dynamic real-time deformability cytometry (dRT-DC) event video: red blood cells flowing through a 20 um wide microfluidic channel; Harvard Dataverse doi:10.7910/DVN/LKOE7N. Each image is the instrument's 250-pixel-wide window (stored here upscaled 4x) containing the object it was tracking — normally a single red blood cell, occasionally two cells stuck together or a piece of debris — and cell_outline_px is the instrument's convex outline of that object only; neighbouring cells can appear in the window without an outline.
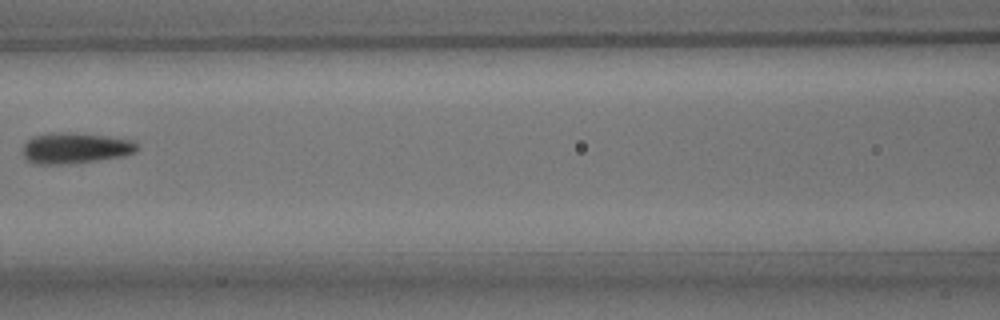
{"species": "common noctule bat (a hibernating species)", "species_latin": "Nyctalus noctula", "temperature_condition": "room temperature", "stored_images_in_passage": 6, "camera_frame_rate_fps": 3000, "um_per_image_px": 0.085, "animal": {"sex": "male", "body_mass_g": 15.6}, "frame": {"image": 1, "passage_image": 5, "time_ms": 4.667, "image_size_px": [1000, 320], "cell_outline_px": [[140, 148], [136, 152], [124, 156], [68, 164], [32, 164], [24, 156], [24, 144], [32, 136], [60, 132], [76, 132], [132, 140], [140, 144]], "centroid_in_image_um": [6.43, 12.59], "position_along_channel_um": 160.2, "area_um2": 20.63}}
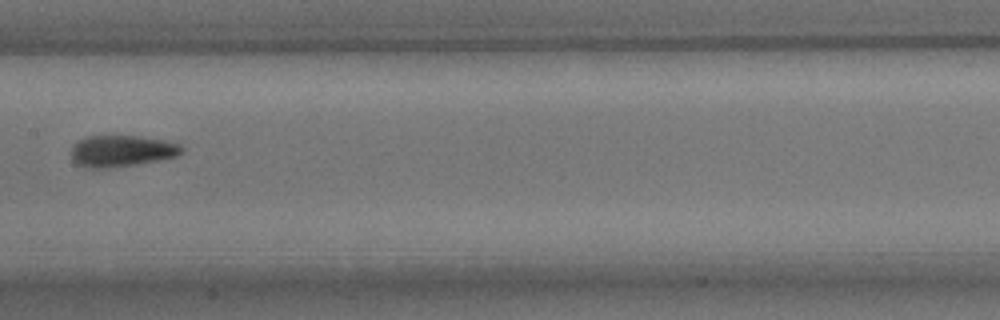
{"frame": {"image": 2, "passage_image": 6, "time_ms": 5.667, "image_size_px": [1000, 320], "cell_outline_px": [[184, 152], [176, 156], [160, 160], [136, 164], [108, 168], [84, 168], [76, 164], [72, 160], [72, 144], [84, 136], [140, 136], [164, 140], [180, 144], [184, 148]], "centroid_in_image_um": [10.32, 12.83], "position_along_channel_um": 197.1, "area_um2": 20.52}}